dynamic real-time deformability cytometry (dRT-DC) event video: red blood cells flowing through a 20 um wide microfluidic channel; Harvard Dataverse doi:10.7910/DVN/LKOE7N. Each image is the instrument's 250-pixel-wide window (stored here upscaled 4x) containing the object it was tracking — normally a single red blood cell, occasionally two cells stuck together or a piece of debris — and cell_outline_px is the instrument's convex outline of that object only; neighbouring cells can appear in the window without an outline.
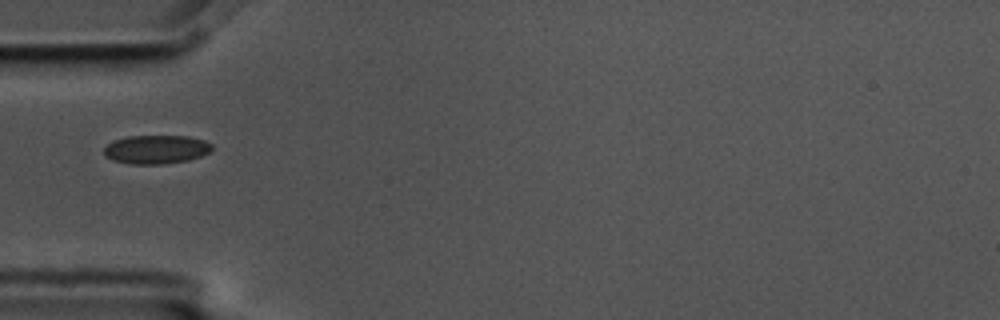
{"species": "common noctule bat (a hibernating species)", "species_latin": "Nyctalus noctula", "temperature_condition": "cold", "stored_images_in_passage": 3, "camera_frame_rate_fps": 3000, "um_per_image_px": 0.085, "animal": {"sex": "male", "body_mass_g": 17.5, "forearm_length_mm": 52.3}, "frame": {"image": 1, "passage_image": 1, "time_ms": 0.0, "image_size_px": [1000, 320], "cell_outline_px": [[212, 148], [208, 152], [200, 156], [188, 160], [164, 164], [128, 164], [112, 160], [104, 156], [104, 148], [112, 140], [128, 136], [188, 136], [204, 140], [212, 144]], "centroid_in_image_um": [13.23, 12.7], "position_along_channel_um": 71.8, "area_um2": 18.15}}